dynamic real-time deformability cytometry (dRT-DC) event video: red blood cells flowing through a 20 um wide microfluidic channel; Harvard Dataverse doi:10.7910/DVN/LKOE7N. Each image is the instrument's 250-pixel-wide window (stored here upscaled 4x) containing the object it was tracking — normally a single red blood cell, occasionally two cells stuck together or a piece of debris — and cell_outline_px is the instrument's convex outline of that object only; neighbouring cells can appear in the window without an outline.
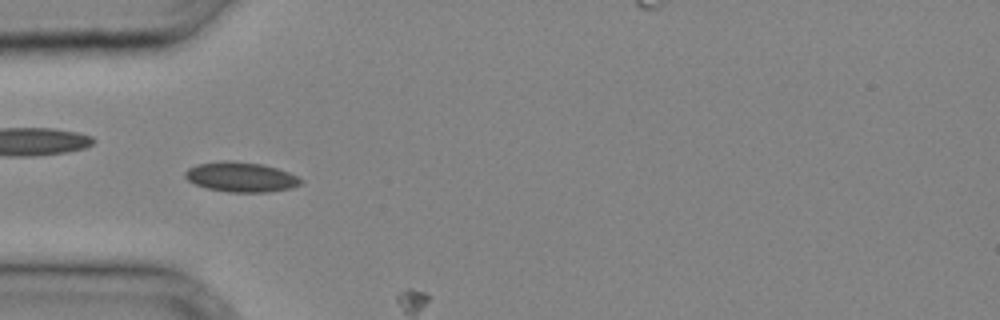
{"species": "common noctule bat (a hibernating species)", "species_latin": "Nyctalus noctula", "temperature_condition": "cold", "stored_images_in_passage": 5, "camera_frame_rate_fps": 3000, "um_per_image_px": 0.085, "animal": {"sex": "male", "body_mass_g": 20.4}, "frame": {"image": 1, "passage_image": 4, "time_ms": 1.0, "image_size_px": [1000, 320], "cell_outline_px": [[304, 180], [300, 184], [292, 188], [268, 192], [228, 192], [208, 188], [196, 184], [188, 180], [184, 176], [184, 172], [188, 168], [196, 164], [224, 160], [228, 160], [260, 164], [276, 168], [288, 172]], "centroid_in_image_um": [20.47, 15.04], "position_along_channel_um": 64.5, "area_um2": 20.06}}